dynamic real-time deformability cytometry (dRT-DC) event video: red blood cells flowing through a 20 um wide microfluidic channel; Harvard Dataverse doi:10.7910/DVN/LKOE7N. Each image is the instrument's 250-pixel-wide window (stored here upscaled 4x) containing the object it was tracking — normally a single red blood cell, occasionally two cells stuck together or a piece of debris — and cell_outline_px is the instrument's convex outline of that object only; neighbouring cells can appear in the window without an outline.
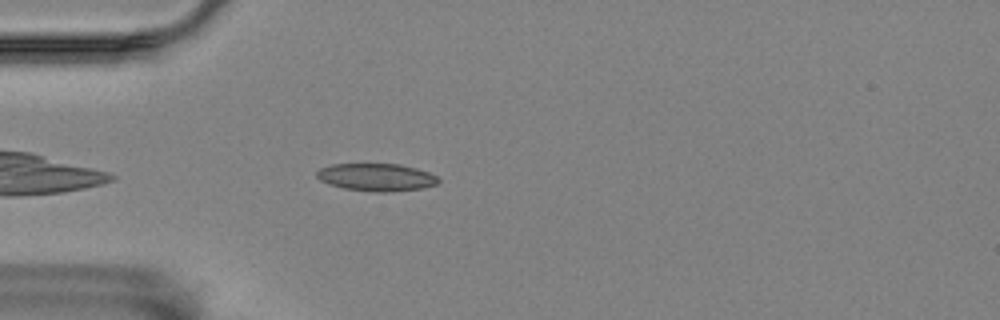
{"species": "Egyptian fruit bat (a non-hibernating species)", "species_latin": "Rousettus aegyptiacus", "temperature_condition": "room temperature", "stored_images_in_passage": 47, "camera_frame_rate_fps": 3000, "um_per_image_px": 0.085, "animal": {"sex": "female"}, "frame": {"image": 1, "passage_image": 6, "time_ms": 1.667, "image_size_px": [1000, 320], "cell_outline_px": [[440, 180], [436, 184], [420, 188], [388, 192], [376, 192], [344, 188], [328, 184], [320, 180], [316, 176], [316, 172], [320, 168], [332, 164], [400, 164], [416, 168], [428, 172], [436, 176]], "centroid_in_image_um": [31.97, 15.06], "position_along_channel_um": 53.0, "area_um2": 19.42}}
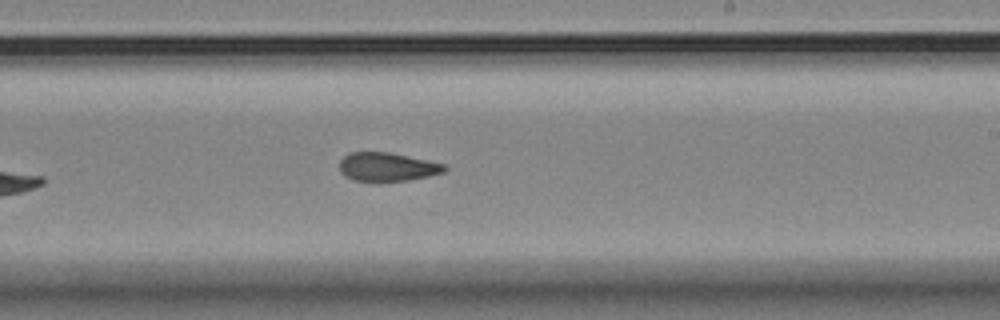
{"frame": {"image": 2, "passage_image": 24, "time_ms": 7.667, "image_size_px": [1000, 320], "cell_outline_px": [[448, 168], [444, 172], [428, 176], [408, 180], [380, 184], [372, 184], [352, 180], [344, 176], [340, 172], [340, 160], [348, 152], [388, 152], [444, 164]], "centroid_in_image_um": [32.84, 14.24], "position_along_channel_um": 256.2, "area_um2": 18.15}}
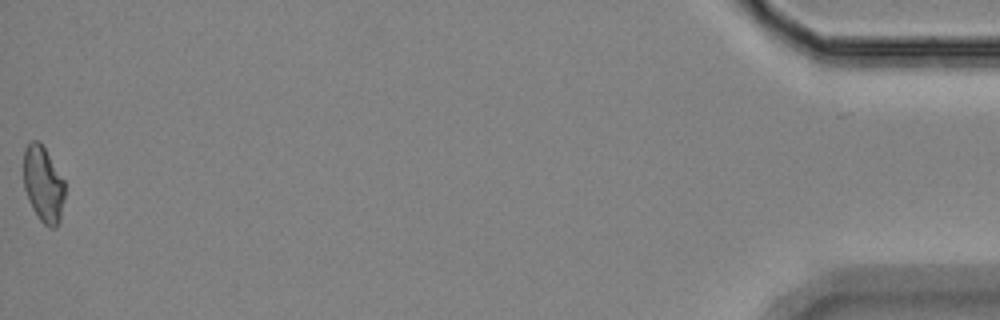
{"frame": {"image": 3, "passage_image": 47, "time_ms": 15.333, "image_size_px": [1000, 320], "cell_outline_px": [[64, 196], [60, 220], [56, 228], [48, 228], [40, 220], [32, 208], [28, 200], [24, 188], [24, 148], [32, 140], [40, 140], [64, 180]], "centroid_in_image_um": [3.67, 15.66], "position_along_channel_um": 431.5, "area_um2": 18.32}, "authors_computed_cell_mechanics": {"area_um2": 18.496, "velocity_mm_per_s": 3.5043, "shape_relaxation_time_tau1_ms": null, "shape_relaxation_time_tau2_ms": 3.4088, "deformation_change_tau1": null, "deformation_change_tau2": 0.0927}}